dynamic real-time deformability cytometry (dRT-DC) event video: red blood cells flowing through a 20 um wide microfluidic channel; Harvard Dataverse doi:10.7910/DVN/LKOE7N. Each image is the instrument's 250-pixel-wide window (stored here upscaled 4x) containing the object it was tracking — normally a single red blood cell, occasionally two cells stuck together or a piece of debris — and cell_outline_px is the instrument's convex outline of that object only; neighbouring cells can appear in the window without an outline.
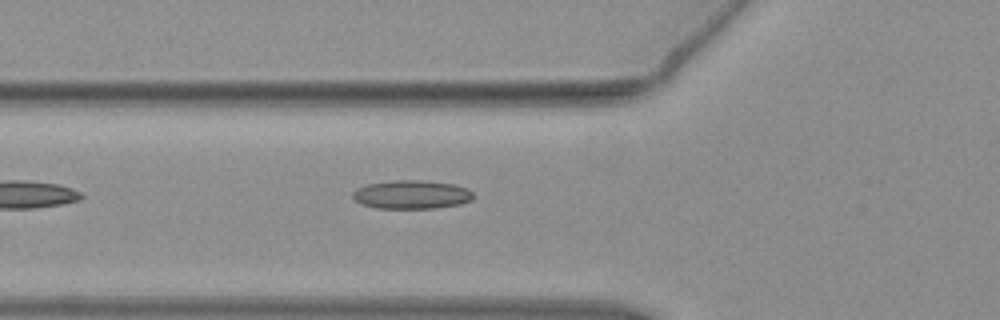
{"species": "common noctule bat (a hibernating species)", "species_latin": "Nyctalus noctula", "temperature_condition": "warm", "stored_images_in_passage": 33, "camera_frame_rate_fps": 3000, "um_per_image_px": 0.085, "animal": {"sex": "female", "body_mass_g": 19.3, "forearm_length_mm": 54.1}, "frame": {"image": 1, "passage_image": 2, "time_ms": 0.333, "image_size_px": [1000, 320], "cell_outline_px": [[472, 200], [460, 204], [436, 208], [376, 208], [360, 204], [352, 196], [352, 192], [356, 188], [368, 184], [392, 180], [424, 180], [452, 184], [468, 188], [472, 192]], "centroid_in_image_um": [34.97, 16.53], "position_along_channel_um": 90.8, "area_um2": 20.17}}
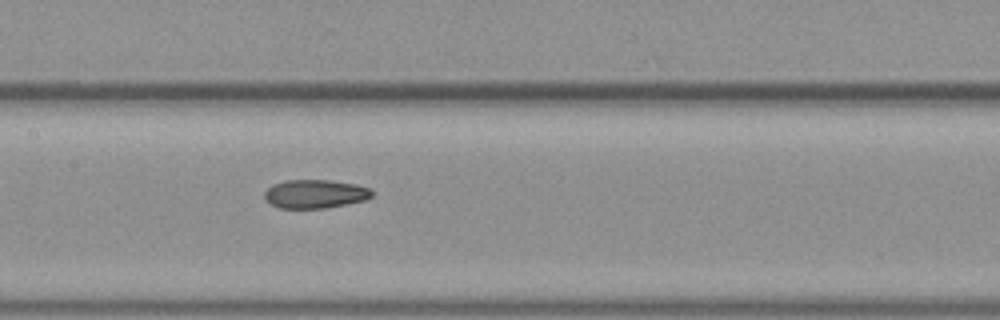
{"frame": {"image": 2, "passage_image": 9, "time_ms": 2.667, "image_size_px": [1000, 320], "cell_outline_px": [[372, 196], [364, 200], [324, 208], [280, 208], [264, 200], [264, 192], [272, 184], [284, 180], [328, 180], [356, 184], [368, 188], [372, 192]], "centroid_in_image_um": [26.73, 16.47], "position_along_channel_um": 180.7, "area_um2": 17.8}}
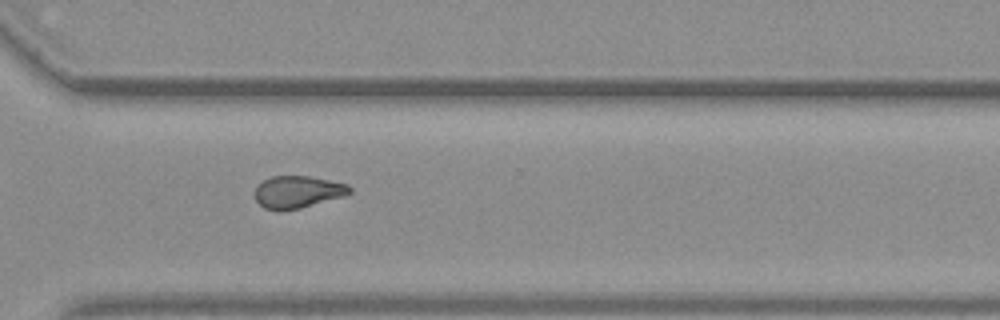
{"frame": {"image": 3, "passage_image": 22, "time_ms": 7.0, "image_size_px": [1000, 320], "cell_outline_px": [[352, 192], [344, 196], [300, 208], [280, 212], [264, 208], [256, 200], [256, 188], [264, 180], [272, 176], [312, 176], [348, 184], [352, 188]], "centroid_in_image_um": [25.33, 16.32], "position_along_channel_um": 345.3, "area_um2": 17.86}}